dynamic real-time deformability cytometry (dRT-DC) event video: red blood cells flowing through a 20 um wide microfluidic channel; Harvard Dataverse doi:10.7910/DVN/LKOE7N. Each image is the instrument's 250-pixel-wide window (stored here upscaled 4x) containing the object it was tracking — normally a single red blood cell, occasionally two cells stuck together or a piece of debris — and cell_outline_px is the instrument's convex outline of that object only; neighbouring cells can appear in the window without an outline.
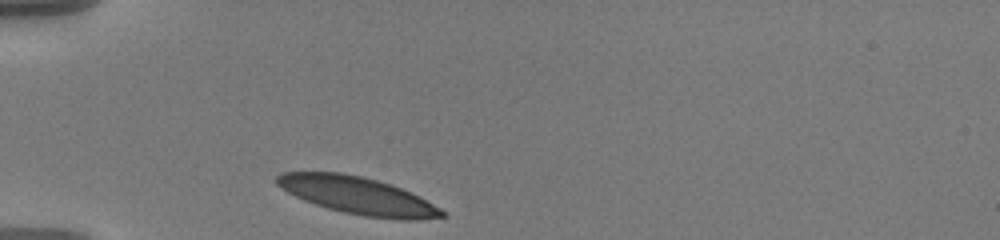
{"species": "human", "species_latin": "Homo sapiens", "temperature_condition": "warm", "stored_images_in_passage": 33, "camera_frame_rate_fps": 3000, "um_per_image_px": 0.085, "donor": {"sex": "male"}, "frame": {"image": 1, "passage_image": 1, "time_ms": 0.0, "image_size_px": [1000, 240], "cell_outline_px": [[444, 216], [416, 220], [400, 220], [364, 216], [344, 212], [328, 208], [304, 200], [280, 188], [276, 184], [276, 176], [284, 172], [340, 172], [360, 176], [376, 180], [400, 188], [420, 196], [440, 208], [444, 212]], "centroid_in_image_um": [30.39, 16.62], "position_along_channel_um": 54.6, "area_um2": 35.55}}
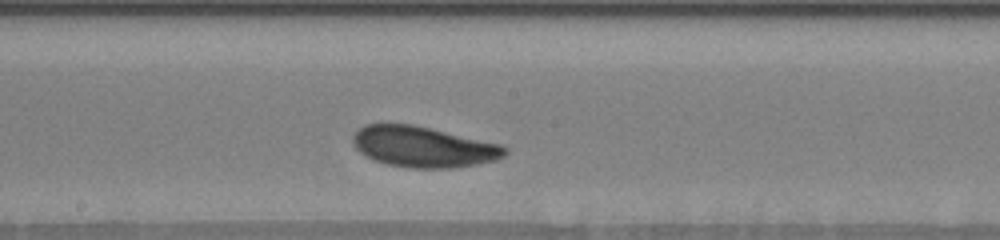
{"frame": {"image": 2, "passage_image": 16, "time_ms": 5.0, "image_size_px": [1000, 240], "cell_outline_px": [[508, 152], [504, 156], [496, 160], [476, 164], [448, 168], [408, 168], [388, 164], [376, 160], [360, 152], [356, 148], [352, 140], [352, 136], [364, 124], [412, 124], [500, 144], [508, 148]], "centroid_in_image_um": [35.99, 12.48], "position_along_channel_um": 212.2, "area_um2": 35.78}}
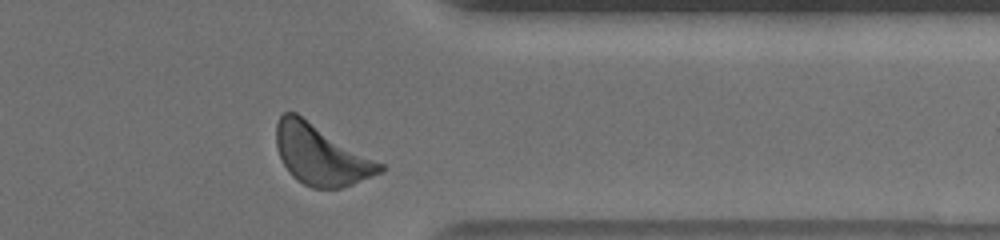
{"frame": {"image": 3, "passage_image": 31, "time_ms": 10.0, "image_size_px": [1000, 240], "cell_outline_px": [[388, 168], [380, 172], [352, 184], [340, 188], [312, 188], [296, 180], [292, 176], [284, 164], [276, 148], [276, 124], [280, 116], [284, 112], [296, 112], [384, 164]], "centroid_in_image_um": [27.27, 13.15], "position_along_channel_um": 384.1, "area_um2": 36.24}, "authors_computed_cell_mechanics": {"area_um2": 35.6626, "velocity_mm_per_s": 3.5069, "shape_relaxation_time_tau1_ms": 4.0997, "shape_relaxation_time_tau2_ms": 3.2965, "deformation_change_tau1": 0.1341, "deformation_change_tau2": 0.0898}}